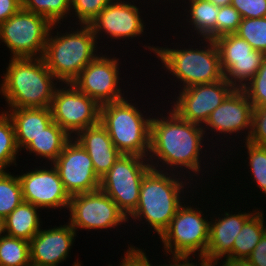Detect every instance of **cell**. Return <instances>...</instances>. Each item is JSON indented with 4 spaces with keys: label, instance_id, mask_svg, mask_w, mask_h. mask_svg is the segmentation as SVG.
<instances>
[{
    "label": "cell",
    "instance_id": "d590c367",
    "mask_svg": "<svg viewBox=\"0 0 266 266\" xmlns=\"http://www.w3.org/2000/svg\"><path fill=\"white\" fill-rule=\"evenodd\" d=\"M247 141L259 146H266V105L253 107L252 129Z\"/></svg>",
    "mask_w": 266,
    "mask_h": 266
},
{
    "label": "cell",
    "instance_id": "d4e9b609",
    "mask_svg": "<svg viewBox=\"0 0 266 266\" xmlns=\"http://www.w3.org/2000/svg\"><path fill=\"white\" fill-rule=\"evenodd\" d=\"M188 17L187 22L196 31L199 38L216 39V17L218 15V7L209 0H188ZM189 20V21H188Z\"/></svg>",
    "mask_w": 266,
    "mask_h": 266
},
{
    "label": "cell",
    "instance_id": "9a60e30c",
    "mask_svg": "<svg viewBox=\"0 0 266 266\" xmlns=\"http://www.w3.org/2000/svg\"><path fill=\"white\" fill-rule=\"evenodd\" d=\"M235 88L225 79L181 89L171 109L182 119L203 126Z\"/></svg>",
    "mask_w": 266,
    "mask_h": 266
},
{
    "label": "cell",
    "instance_id": "e0dca14e",
    "mask_svg": "<svg viewBox=\"0 0 266 266\" xmlns=\"http://www.w3.org/2000/svg\"><path fill=\"white\" fill-rule=\"evenodd\" d=\"M139 10L129 0L128 2L114 0L99 12L89 26L97 40L100 39V33L103 32L107 38L110 36L115 40L140 37L143 35L146 25H144L143 18L141 19Z\"/></svg>",
    "mask_w": 266,
    "mask_h": 266
},
{
    "label": "cell",
    "instance_id": "f35d334b",
    "mask_svg": "<svg viewBox=\"0 0 266 266\" xmlns=\"http://www.w3.org/2000/svg\"><path fill=\"white\" fill-rule=\"evenodd\" d=\"M247 259L254 266H266V232Z\"/></svg>",
    "mask_w": 266,
    "mask_h": 266
},
{
    "label": "cell",
    "instance_id": "1f68e13d",
    "mask_svg": "<svg viewBox=\"0 0 266 266\" xmlns=\"http://www.w3.org/2000/svg\"><path fill=\"white\" fill-rule=\"evenodd\" d=\"M247 148L248 159L247 166H250V174L254 179L252 181L257 184L256 187L266 194V146H259L249 141L244 142Z\"/></svg>",
    "mask_w": 266,
    "mask_h": 266
},
{
    "label": "cell",
    "instance_id": "5bb4252c",
    "mask_svg": "<svg viewBox=\"0 0 266 266\" xmlns=\"http://www.w3.org/2000/svg\"><path fill=\"white\" fill-rule=\"evenodd\" d=\"M69 196L93 192L100 187L92 160L73 137L52 164Z\"/></svg>",
    "mask_w": 266,
    "mask_h": 266
},
{
    "label": "cell",
    "instance_id": "277c9868",
    "mask_svg": "<svg viewBox=\"0 0 266 266\" xmlns=\"http://www.w3.org/2000/svg\"><path fill=\"white\" fill-rule=\"evenodd\" d=\"M56 25L59 26L53 24L49 32L42 58L59 85L69 84L99 55L98 41L89 25L80 24V29L71 28L73 31L57 32L53 36Z\"/></svg>",
    "mask_w": 266,
    "mask_h": 266
},
{
    "label": "cell",
    "instance_id": "2e32d148",
    "mask_svg": "<svg viewBox=\"0 0 266 266\" xmlns=\"http://www.w3.org/2000/svg\"><path fill=\"white\" fill-rule=\"evenodd\" d=\"M50 165V169L39 166L41 169L35 167L32 171L18 175L23 201L43 209H67L70 196L66 192L56 168L52 163Z\"/></svg>",
    "mask_w": 266,
    "mask_h": 266
},
{
    "label": "cell",
    "instance_id": "30bf717a",
    "mask_svg": "<svg viewBox=\"0 0 266 266\" xmlns=\"http://www.w3.org/2000/svg\"><path fill=\"white\" fill-rule=\"evenodd\" d=\"M65 85L61 84V88L55 90L50 105L51 116L55 123L74 137L79 131L100 122V105L72 83Z\"/></svg>",
    "mask_w": 266,
    "mask_h": 266
},
{
    "label": "cell",
    "instance_id": "52a82bcc",
    "mask_svg": "<svg viewBox=\"0 0 266 266\" xmlns=\"http://www.w3.org/2000/svg\"><path fill=\"white\" fill-rule=\"evenodd\" d=\"M200 209L194 208L191 203L190 206L182 204L179 207L169 227L159 237L166 254H172L171 257H191L193 254H198L197 258L205 256L210 221Z\"/></svg>",
    "mask_w": 266,
    "mask_h": 266
},
{
    "label": "cell",
    "instance_id": "f1b7e54d",
    "mask_svg": "<svg viewBox=\"0 0 266 266\" xmlns=\"http://www.w3.org/2000/svg\"><path fill=\"white\" fill-rule=\"evenodd\" d=\"M19 149L16 144L14 125L4 110L0 113V171H7L12 163L16 164Z\"/></svg>",
    "mask_w": 266,
    "mask_h": 266
},
{
    "label": "cell",
    "instance_id": "cb8c5ba5",
    "mask_svg": "<svg viewBox=\"0 0 266 266\" xmlns=\"http://www.w3.org/2000/svg\"><path fill=\"white\" fill-rule=\"evenodd\" d=\"M72 137L54 121L34 138L24 149L53 163Z\"/></svg>",
    "mask_w": 266,
    "mask_h": 266
},
{
    "label": "cell",
    "instance_id": "74e56055",
    "mask_svg": "<svg viewBox=\"0 0 266 266\" xmlns=\"http://www.w3.org/2000/svg\"><path fill=\"white\" fill-rule=\"evenodd\" d=\"M125 256L121 259L122 262L118 264V266H158V265H152L148 256H146V252L143 251V249H139L138 247H135L134 245L128 246V249L126 252H124ZM112 266V265H108Z\"/></svg>",
    "mask_w": 266,
    "mask_h": 266
},
{
    "label": "cell",
    "instance_id": "ffe728a7",
    "mask_svg": "<svg viewBox=\"0 0 266 266\" xmlns=\"http://www.w3.org/2000/svg\"><path fill=\"white\" fill-rule=\"evenodd\" d=\"M256 211L257 209L251 213L249 211L244 213L240 210L237 214H232V211L229 213L224 210L225 213L221 214L222 217H215L214 220L210 219L209 242L206 254L202 259L207 261H222V257L233 259L235 237L241 231L244 223Z\"/></svg>",
    "mask_w": 266,
    "mask_h": 266
},
{
    "label": "cell",
    "instance_id": "3957f363",
    "mask_svg": "<svg viewBox=\"0 0 266 266\" xmlns=\"http://www.w3.org/2000/svg\"><path fill=\"white\" fill-rule=\"evenodd\" d=\"M175 174L151 168L142 179L139 201L135 211L128 217V221L130 218L135 221L136 219L145 220L148 227L161 236L183 204L182 201H186L181 197L184 195V188H187L185 173L180 174L179 171ZM178 174L183 179L179 178Z\"/></svg>",
    "mask_w": 266,
    "mask_h": 266
},
{
    "label": "cell",
    "instance_id": "b9f144b4",
    "mask_svg": "<svg viewBox=\"0 0 266 266\" xmlns=\"http://www.w3.org/2000/svg\"><path fill=\"white\" fill-rule=\"evenodd\" d=\"M222 262L225 266H254L247 258H245V259H225Z\"/></svg>",
    "mask_w": 266,
    "mask_h": 266
},
{
    "label": "cell",
    "instance_id": "ab89813d",
    "mask_svg": "<svg viewBox=\"0 0 266 266\" xmlns=\"http://www.w3.org/2000/svg\"><path fill=\"white\" fill-rule=\"evenodd\" d=\"M22 8V0H0V25Z\"/></svg>",
    "mask_w": 266,
    "mask_h": 266
},
{
    "label": "cell",
    "instance_id": "44dd1931",
    "mask_svg": "<svg viewBox=\"0 0 266 266\" xmlns=\"http://www.w3.org/2000/svg\"><path fill=\"white\" fill-rule=\"evenodd\" d=\"M73 138L89 154L99 178L104 176L122 155L100 122L79 131Z\"/></svg>",
    "mask_w": 266,
    "mask_h": 266
},
{
    "label": "cell",
    "instance_id": "60d3db41",
    "mask_svg": "<svg viewBox=\"0 0 266 266\" xmlns=\"http://www.w3.org/2000/svg\"><path fill=\"white\" fill-rule=\"evenodd\" d=\"M190 258L192 259L191 262L189 260ZM170 260L172 263L170 262ZM170 260L169 264L165 263L158 266H197V262L196 264L192 262L193 260H195L192 257H172Z\"/></svg>",
    "mask_w": 266,
    "mask_h": 266
},
{
    "label": "cell",
    "instance_id": "d6a6232c",
    "mask_svg": "<svg viewBox=\"0 0 266 266\" xmlns=\"http://www.w3.org/2000/svg\"><path fill=\"white\" fill-rule=\"evenodd\" d=\"M242 89L253 107L266 105V58L257 73Z\"/></svg>",
    "mask_w": 266,
    "mask_h": 266
},
{
    "label": "cell",
    "instance_id": "8d00e7d4",
    "mask_svg": "<svg viewBox=\"0 0 266 266\" xmlns=\"http://www.w3.org/2000/svg\"><path fill=\"white\" fill-rule=\"evenodd\" d=\"M242 19L266 17V0H232Z\"/></svg>",
    "mask_w": 266,
    "mask_h": 266
},
{
    "label": "cell",
    "instance_id": "6da1fadb",
    "mask_svg": "<svg viewBox=\"0 0 266 266\" xmlns=\"http://www.w3.org/2000/svg\"><path fill=\"white\" fill-rule=\"evenodd\" d=\"M169 111L167 116L163 117L160 114V118L154 116L151 119L150 152L147 159L154 169L161 170L162 167H167L162 168V171L172 170L171 172L177 173L178 168L180 171L185 168V173L191 176L189 178L194 175L198 178L203 169L200 160L204 148L203 127L180 118L172 109Z\"/></svg>",
    "mask_w": 266,
    "mask_h": 266
},
{
    "label": "cell",
    "instance_id": "ee69618b",
    "mask_svg": "<svg viewBox=\"0 0 266 266\" xmlns=\"http://www.w3.org/2000/svg\"><path fill=\"white\" fill-rule=\"evenodd\" d=\"M217 7H223L227 5H231L232 0H209Z\"/></svg>",
    "mask_w": 266,
    "mask_h": 266
},
{
    "label": "cell",
    "instance_id": "7402d4cb",
    "mask_svg": "<svg viewBox=\"0 0 266 266\" xmlns=\"http://www.w3.org/2000/svg\"><path fill=\"white\" fill-rule=\"evenodd\" d=\"M6 112L13 122L20 151L53 122L50 107L8 109Z\"/></svg>",
    "mask_w": 266,
    "mask_h": 266
},
{
    "label": "cell",
    "instance_id": "e575fe53",
    "mask_svg": "<svg viewBox=\"0 0 266 266\" xmlns=\"http://www.w3.org/2000/svg\"><path fill=\"white\" fill-rule=\"evenodd\" d=\"M241 20L240 13L232 5L218 7L216 38L236 33Z\"/></svg>",
    "mask_w": 266,
    "mask_h": 266
},
{
    "label": "cell",
    "instance_id": "4dcf8cb0",
    "mask_svg": "<svg viewBox=\"0 0 266 266\" xmlns=\"http://www.w3.org/2000/svg\"><path fill=\"white\" fill-rule=\"evenodd\" d=\"M254 49L266 54V17L241 20L235 33Z\"/></svg>",
    "mask_w": 266,
    "mask_h": 266
},
{
    "label": "cell",
    "instance_id": "4fadbf2b",
    "mask_svg": "<svg viewBox=\"0 0 266 266\" xmlns=\"http://www.w3.org/2000/svg\"><path fill=\"white\" fill-rule=\"evenodd\" d=\"M93 59L72 82L82 93L91 97L100 106L125 99L120 85L119 58L106 54ZM119 85V86H118ZM123 94V95H122Z\"/></svg>",
    "mask_w": 266,
    "mask_h": 266
},
{
    "label": "cell",
    "instance_id": "4316f807",
    "mask_svg": "<svg viewBox=\"0 0 266 266\" xmlns=\"http://www.w3.org/2000/svg\"><path fill=\"white\" fill-rule=\"evenodd\" d=\"M29 242L6 234L0 236V266H28Z\"/></svg>",
    "mask_w": 266,
    "mask_h": 266
},
{
    "label": "cell",
    "instance_id": "603a6c76",
    "mask_svg": "<svg viewBox=\"0 0 266 266\" xmlns=\"http://www.w3.org/2000/svg\"><path fill=\"white\" fill-rule=\"evenodd\" d=\"M37 206L22 201L8 216L4 218L5 234L30 241L40 230L41 218Z\"/></svg>",
    "mask_w": 266,
    "mask_h": 266
},
{
    "label": "cell",
    "instance_id": "8992f818",
    "mask_svg": "<svg viewBox=\"0 0 266 266\" xmlns=\"http://www.w3.org/2000/svg\"><path fill=\"white\" fill-rule=\"evenodd\" d=\"M127 99L101 105L100 123L121 154L148 157L152 118Z\"/></svg>",
    "mask_w": 266,
    "mask_h": 266
},
{
    "label": "cell",
    "instance_id": "8fae6325",
    "mask_svg": "<svg viewBox=\"0 0 266 266\" xmlns=\"http://www.w3.org/2000/svg\"><path fill=\"white\" fill-rule=\"evenodd\" d=\"M69 223L77 232L80 230H103L116 228L128 222L118 205L102 190L77 194L70 197Z\"/></svg>",
    "mask_w": 266,
    "mask_h": 266
},
{
    "label": "cell",
    "instance_id": "d6986e66",
    "mask_svg": "<svg viewBox=\"0 0 266 266\" xmlns=\"http://www.w3.org/2000/svg\"><path fill=\"white\" fill-rule=\"evenodd\" d=\"M76 234L69 222L51 229H41L29 241L30 263L59 266L69 257Z\"/></svg>",
    "mask_w": 266,
    "mask_h": 266
},
{
    "label": "cell",
    "instance_id": "f546056e",
    "mask_svg": "<svg viewBox=\"0 0 266 266\" xmlns=\"http://www.w3.org/2000/svg\"><path fill=\"white\" fill-rule=\"evenodd\" d=\"M22 201V187L18 175L0 171V216H8Z\"/></svg>",
    "mask_w": 266,
    "mask_h": 266
},
{
    "label": "cell",
    "instance_id": "9c48e42d",
    "mask_svg": "<svg viewBox=\"0 0 266 266\" xmlns=\"http://www.w3.org/2000/svg\"><path fill=\"white\" fill-rule=\"evenodd\" d=\"M151 168L147 157L122 154L100 178L99 189L105 192L128 218L137 207L142 179Z\"/></svg>",
    "mask_w": 266,
    "mask_h": 266
},
{
    "label": "cell",
    "instance_id": "836d02e7",
    "mask_svg": "<svg viewBox=\"0 0 266 266\" xmlns=\"http://www.w3.org/2000/svg\"><path fill=\"white\" fill-rule=\"evenodd\" d=\"M114 0H71V12L78 24L89 25L99 12ZM73 9V10H72Z\"/></svg>",
    "mask_w": 266,
    "mask_h": 266
},
{
    "label": "cell",
    "instance_id": "7a4b0ae2",
    "mask_svg": "<svg viewBox=\"0 0 266 266\" xmlns=\"http://www.w3.org/2000/svg\"><path fill=\"white\" fill-rule=\"evenodd\" d=\"M5 71L0 93L8 109L50 107L58 81L43 58H10Z\"/></svg>",
    "mask_w": 266,
    "mask_h": 266
},
{
    "label": "cell",
    "instance_id": "83f0119b",
    "mask_svg": "<svg viewBox=\"0 0 266 266\" xmlns=\"http://www.w3.org/2000/svg\"><path fill=\"white\" fill-rule=\"evenodd\" d=\"M22 8L47 18L52 24H62L71 15V0H22Z\"/></svg>",
    "mask_w": 266,
    "mask_h": 266
},
{
    "label": "cell",
    "instance_id": "7bdbcfd3",
    "mask_svg": "<svg viewBox=\"0 0 266 266\" xmlns=\"http://www.w3.org/2000/svg\"><path fill=\"white\" fill-rule=\"evenodd\" d=\"M219 263L220 261H207L205 259L199 258L197 266H217ZM220 266H225V265L222 262L220 263Z\"/></svg>",
    "mask_w": 266,
    "mask_h": 266
},
{
    "label": "cell",
    "instance_id": "f6af8a7d",
    "mask_svg": "<svg viewBox=\"0 0 266 266\" xmlns=\"http://www.w3.org/2000/svg\"><path fill=\"white\" fill-rule=\"evenodd\" d=\"M5 234L4 218L0 216V236Z\"/></svg>",
    "mask_w": 266,
    "mask_h": 266
},
{
    "label": "cell",
    "instance_id": "ac0fdd59",
    "mask_svg": "<svg viewBox=\"0 0 266 266\" xmlns=\"http://www.w3.org/2000/svg\"><path fill=\"white\" fill-rule=\"evenodd\" d=\"M252 111L253 105L248 99L243 89L235 88L226 99L211 112L208 120L202 126L204 132L207 130L224 133V135H233L244 132L245 141L248 140L252 129ZM205 127V128H204ZM207 128V129H206ZM248 129V130H247ZM206 130V131H205ZM216 132V133H215Z\"/></svg>",
    "mask_w": 266,
    "mask_h": 266
},
{
    "label": "cell",
    "instance_id": "ba28073f",
    "mask_svg": "<svg viewBox=\"0 0 266 266\" xmlns=\"http://www.w3.org/2000/svg\"><path fill=\"white\" fill-rule=\"evenodd\" d=\"M52 26L47 18L21 8L0 25V41L12 58H42Z\"/></svg>",
    "mask_w": 266,
    "mask_h": 266
},
{
    "label": "cell",
    "instance_id": "bcb514c9",
    "mask_svg": "<svg viewBox=\"0 0 266 266\" xmlns=\"http://www.w3.org/2000/svg\"><path fill=\"white\" fill-rule=\"evenodd\" d=\"M81 262H79L78 260H76V262H74V264H72V266H81ZM28 266H48V265H38L35 263H30Z\"/></svg>",
    "mask_w": 266,
    "mask_h": 266
},
{
    "label": "cell",
    "instance_id": "484cf974",
    "mask_svg": "<svg viewBox=\"0 0 266 266\" xmlns=\"http://www.w3.org/2000/svg\"><path fill=\"white\" fill-rule=\"evenodd\" d=\"M263 215L262 210H257L244 223L241 231L235 237L233 259H245L250 256L260 238L266 232V222Z\"/></svg>",
    "mask_w": 266,
    "mask_h": 266
},
{
    "label": "cell",
    "instance_id": "7c38bea8",
    "mask_svg": "<svg viewBox=\"0 0 266 266\" xmlns=\"http://www.w3.org/2000/svg\"><path fill=\"white\" fill-rule=\"evenodd\" d=\"M224 78L237 89H242L257 73L266 54L254 50L237 34L216 38Z\"/></svg>",
    "mask_w": 266,
    "mask_h": 266
},
{
    "label": "cell",
    "instance_id": "5b68a950",
    "mask_svg": "<svg viewBox=\"0 0 266 266\" xmlns=\"http://www.w3.org/2000/svg\"><path fill=\"white\" fill-rule=\"evenodd\" d=\"M205 46L176 48L145 46L161 61L163 69L183 83L181 88L214 83L224 78L218 48L214 40L203 39ZM207 45V46H206ZM165 67V68H164Z\"/></svg>",
    "mask_w": 266,
    "mask_h": 266
}]
</instances>
